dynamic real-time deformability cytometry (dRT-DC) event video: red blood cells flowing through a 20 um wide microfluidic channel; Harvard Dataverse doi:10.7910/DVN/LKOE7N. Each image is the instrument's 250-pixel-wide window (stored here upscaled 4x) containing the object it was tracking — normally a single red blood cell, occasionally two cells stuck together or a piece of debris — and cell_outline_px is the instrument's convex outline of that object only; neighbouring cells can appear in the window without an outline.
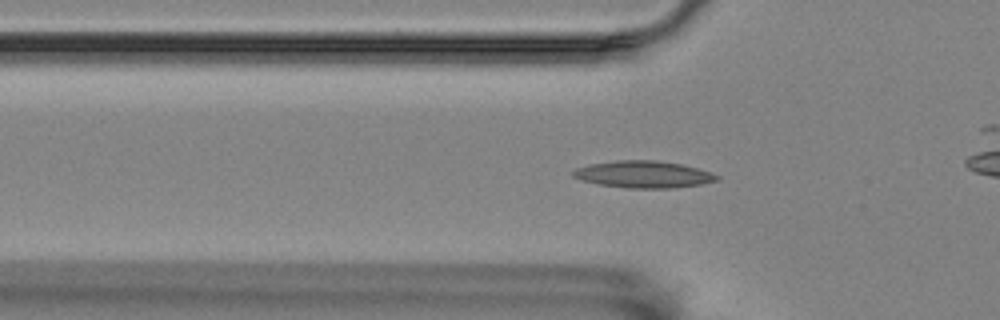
{"species": "Egyptian fruit bat (a non-hibernating species)", "species_latin": "Rousettus aegyptiacus", "temperature_condition": "room temperature", "stored_images_in_passage": 45, "camera_frame_rate_fps": 3000, "um_per_image_px": 0.085, "animal": {"sex": "female"}, "frame": {"image": 1, "passage_image": 17, "time_ms": 5.333, "image_size_px": [1000, 320], "cell_outline_px": [[720, 180], [700, 184], [672, 188], [628, 188], [600, 184], [584, 180], [572, 176], [572, 172], [576, 168], [592, 164], [616, 160], [656, 160], [680, 164], [696, 168], [720, 176]], "centroid_in_image_um": [54.71, 14.82], "position_along_channel_um": 71.1, "area_um2": 22.25}}
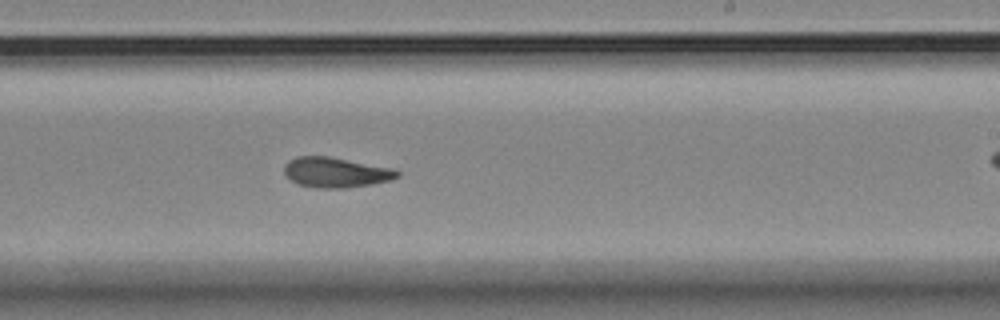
{"frame": {"image": 2, "passage_image": 33, "time_ms": 10.667, "image_size_px": [1000, 320], "cell_outline_px": [[400, 176], [392, 180], [372, 184], [344, 188], [312, 188], [296, 184], [284, 176], [284, 164], [288, 160], [296, 156], [328, 156], [392, 168], [400, 172]], "centroid_in_image_um": [28.49, 14.66], "position_along_channel_um": 260.5, "area_um2": 20.17}}
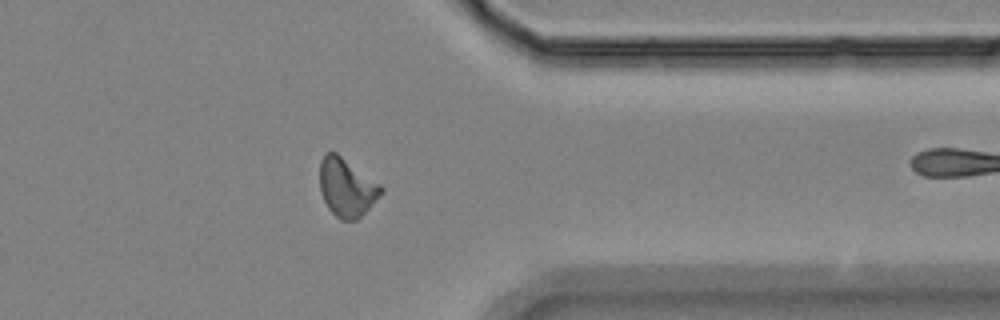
{"frame": {"image": 3, "passage_image": 44, "time_ms": 14.333, "image_size_px": [1000, 320], "cell_outline_px": [[384, 192], [356, 220], [340, 220], [328, 208], [320, 192], [320, 160], [324, 152], [336, 152], [380, 184], [384, 188]], "centroid_in_image_um": [29.45, 15.92], "position_along_channel_um": 381.9, "area_um2": 20.75}}